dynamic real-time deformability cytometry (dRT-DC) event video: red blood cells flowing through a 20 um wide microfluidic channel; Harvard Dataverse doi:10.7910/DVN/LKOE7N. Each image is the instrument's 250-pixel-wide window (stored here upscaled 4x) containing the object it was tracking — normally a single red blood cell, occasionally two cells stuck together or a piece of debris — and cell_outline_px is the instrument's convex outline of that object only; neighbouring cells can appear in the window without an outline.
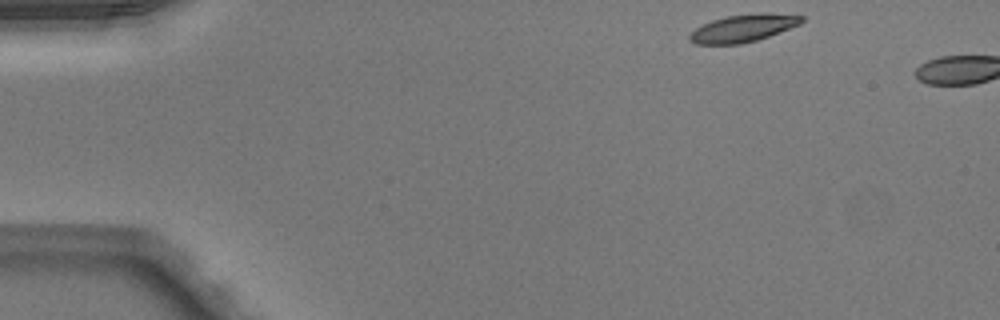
{"species": "Egyptian fruit bat (a non-hibernating species)", "species_latin": "Rousettus aegyptiacus", "temperature_condition": "warm", "stored_images_in_passage": 3, "camera_frame_rate_fps": 3000, "um_per_image_px": 0.085, "animal": {"sex": "male"}, "frame": {"image": 1, "passage_image": 1, "time_ms": 0.0, "image_size_px": [1000, 320], "cell_outline_px": [[804, 20], [800, 24], [768, 36], [756, 40], [740, 44], [696, 44], [688, 40], [688, 36], [696, 28], [712, 20], [728, 16], [760, 12], [768, 12], [804, 16]], "centroid_in_image_um": [63.18, 2.38], "position_along_channel_um": 21.8, "area_um2": 17.86}}